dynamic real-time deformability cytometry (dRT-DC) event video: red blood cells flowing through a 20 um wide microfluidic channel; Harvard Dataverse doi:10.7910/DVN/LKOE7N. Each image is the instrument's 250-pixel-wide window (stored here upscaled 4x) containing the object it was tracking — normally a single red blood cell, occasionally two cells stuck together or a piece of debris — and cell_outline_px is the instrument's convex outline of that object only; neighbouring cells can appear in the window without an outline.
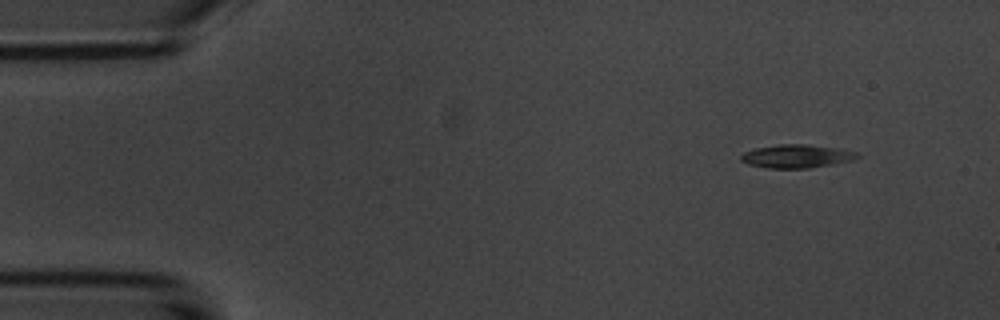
{"species": "common noctule bat (a hibernating species)", "species_latin": "Nyctalus noctula", "temperature_condition": "room temperature", "stored_images_in_passage": 5, "camera_frame_rate_fps": 3000, "um_per_image_px": 0.085, "animal": {"sex": "male", "body_mass_g": 20.1, "forearm_length_mm": 53.5}, "frame": {"image": 1, "passage_image": 1, "time_ms": 0.0, "image_size_px": [1000, 320], "cell_outline_px": [[860, 156], [852, 160], [832, 164], [808, 168], [764, 168], [748, 164], [740, 160], [740, 156], [744, 152], [756, 148], [780, 144], [804, 144], [840, 148], [856, 152]], "centroid_in_image_um": [67.69, 13.28], "position_along_channel_um": 17.3, "area_um2": 15.78}}
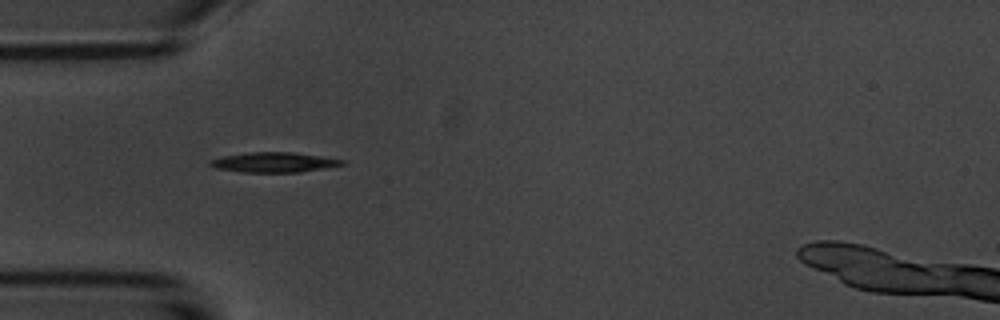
{"frame": {"image": 2, "passage_image": 4, "time_ms": 3.667, "image_size_px": [1000, 320], "cell_outline_px": [[344, 164], [300, 172], [244, 172], [216, 168], [208, 164], [208, 160], [224, 156], [252, 152], [296, 152], [344, 160]], "centroid_in_image_um": [23.25, 13.79], "position_along_channel_um": 61.8, "area_um2": 15.14}}